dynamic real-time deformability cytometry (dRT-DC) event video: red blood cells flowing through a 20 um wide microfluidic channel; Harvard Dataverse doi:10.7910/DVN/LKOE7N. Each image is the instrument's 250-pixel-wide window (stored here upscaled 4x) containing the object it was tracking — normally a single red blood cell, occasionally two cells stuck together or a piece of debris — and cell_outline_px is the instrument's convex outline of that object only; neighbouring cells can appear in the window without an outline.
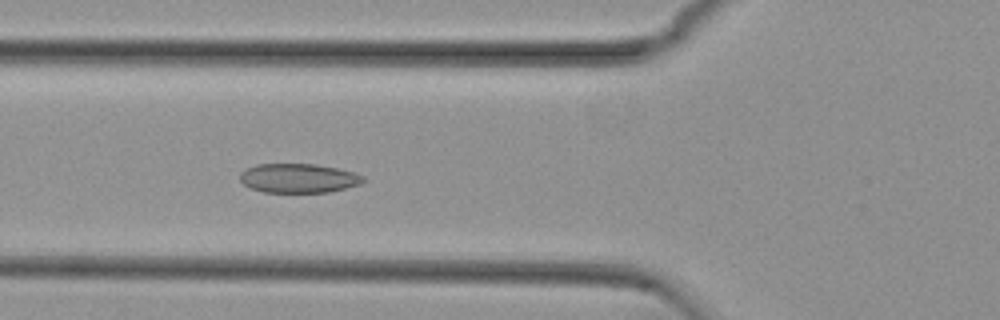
{"species": "common noctule bat (a hibernating species)", "species_latin": "Nyctalus noctula", "temperature_condition": "cold", "stored_images_in_passage": 43, "camera_frame_rate_fps": 3000, "um_per_image_px": 0.085, "animal": {"sex": "female", "body_mass_g": 29.2, "forearm_length_mm": 56.3}, "frame": {"image": 1, "passage_image": 7, "time_ms": 2.0, "image_size_px": [1000, 320], "cell_outline_px": [[364, 180], [360, 184], [328, 192], [264, 192], [252, 188], [244, 184], [240, 180], [240, 172], [256, 164], [316, 164], [356, 172], [364, 176]], "centroid_in_image_um": [25.38, 15.14], "position_along_channel_um": 100.4, "area_um2": 20.87}}
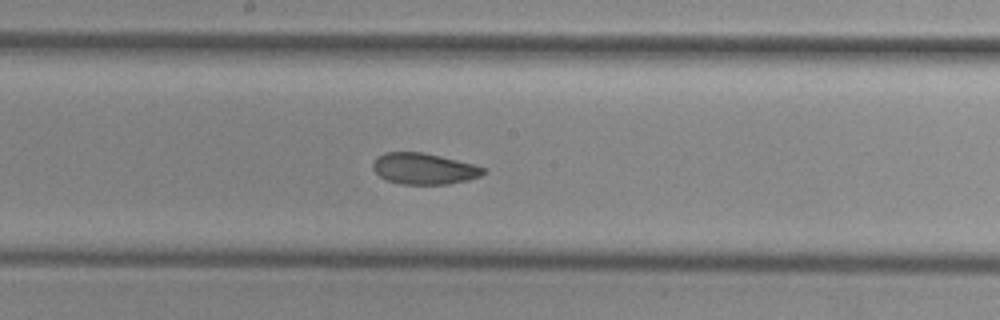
{"frame": {"image": 2, "passage_image": 16, "time_ms": 5.0, "image_size_px": [1000, 320], "cell_outline_px": [[488, 172], [480, 176], [468, 180], [448, 184], [400, 184], [384, 180], [372, 168], [372, 160], [376, 156], [384, 152], [420, 152], [440, 156], [488, 168]], "centroid_in_image_um": [36.01, 14.34], "position_along_channel_um": 212.2, "area_um2": 20.29}}
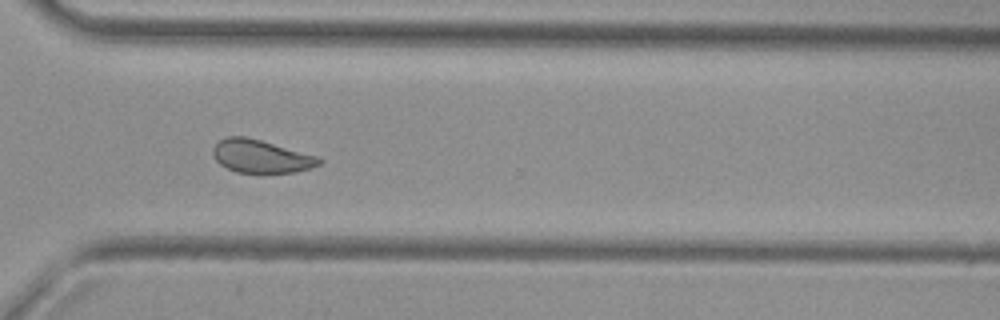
{"frame": {"image": 3, "passage_image": 27, "time_ms": 8.667, "image_size_px": [1000, 320], "cell_outline_px": [[324, 160], [320, 164], [296, 172], [264, 176], [236, 172], [220, 164], [216, 160], [212, 152], [212, 148], [220, 140], [228, 136], [244, 136], [260, 140], [320, 156]], "centroid_in_image_um": [22.22, 13.34], "position_along_channel_um": 348.4, "area_um2": 21.15}, "authors_computed_cell_mechanics": {"area_um2": 21.097, "velocity_mm_per_s": 3.7158, "shape_relaxation_time_tau1_ms": null, "shape_relaxation_time_tau2_ms": 2.4032, "deformation_change_tau1": null, "deformation_change_tau2": 0.0758}}